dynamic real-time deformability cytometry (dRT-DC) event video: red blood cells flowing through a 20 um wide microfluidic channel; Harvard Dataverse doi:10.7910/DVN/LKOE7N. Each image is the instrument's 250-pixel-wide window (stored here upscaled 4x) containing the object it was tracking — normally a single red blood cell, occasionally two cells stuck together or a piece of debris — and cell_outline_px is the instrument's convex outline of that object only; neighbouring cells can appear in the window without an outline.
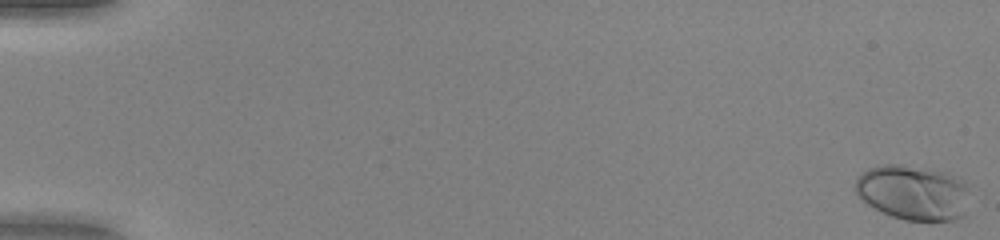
{"species": "human", "species_latin": "Homo sapiens", "temperature_condition": "warm", "stored_images_in_passage": 52, "camera_frame_rate_fps": 3000, "um_per_image_px": 0.085, "donor": {"sex": "female"}, "frame": {"image": 1, "passage_image": 1, "time_ms": 0.0, "image_size_px": [1000, 240], "cell_outline_px": [[968, 188], [964, 216], [956, 220], [904, 220], [892, 216], [868, 204], [856, 192], [856, 180], [868, 168], [884, 164], [904, 164], [932, 168], [948, 172], [964, 180], [968, 184]], "centroid_in_image_um": [77.67, 16.33], "position_along_channel_um": 7.3, "area_um2": 36.76}}
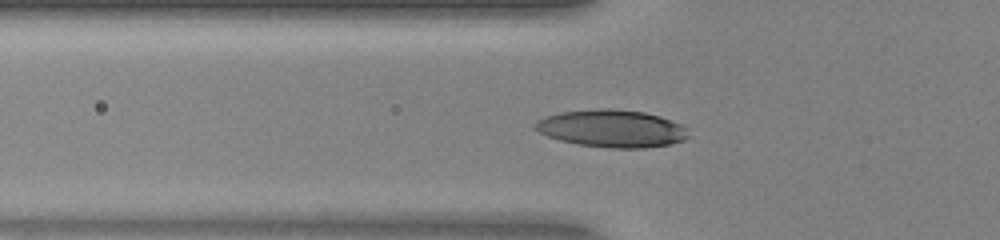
{"frame": {"image": 2, "passage_image": 20, "time_ms": 6.333, "image_size_px": [1000, 240], "cell_outline_px": [[688, 136], [684, 140], [672, 144], [644, 148], [612, 148], [576, 144], [560, 140], [548, 136], [532, 128], [532, 124], [536, 120], [544, 116], [560, 112], [600, 108], [608, 108], [644, 112], [660, 116], [680, 124], [688, 128]], "centroid_in_image_um": [51.98, 10.92], "position_along_channel_um": 73.8, "area_um2": 33.7}}
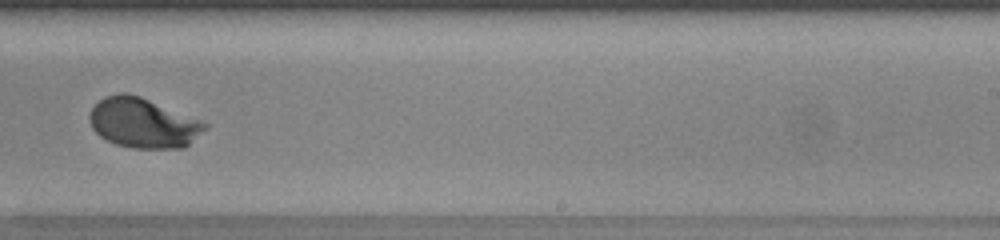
{"frame": {"image": 3, "passage_image": 35, "time_ms": 11.333, "image_size_px": [1000, 240], "cell_outline_px": [[212, 124], [208, 128], [184, 148], [132, 148], [116, 144], [100, 136], [92, 128], [88, 120], [88, 116], [92, 108], [104, 96], [120, 92], [124, 92], [140, 96]], "centroid_in_image_um": [12.19, 10.45], "position_along_channel_um": 276.8, "area_um2": 33.76}, "authors_computed_cell_mechanics": {"area_um2": 32.3969, "velocity_mm_per_s": 4.0668, "shape_relaxation_time_tau1_ms": 2.3944, "shape_relaxation_time_tau2_ms": null, "deformation_change_tau1": 0.1695, "deformation_change_tau2": null}}